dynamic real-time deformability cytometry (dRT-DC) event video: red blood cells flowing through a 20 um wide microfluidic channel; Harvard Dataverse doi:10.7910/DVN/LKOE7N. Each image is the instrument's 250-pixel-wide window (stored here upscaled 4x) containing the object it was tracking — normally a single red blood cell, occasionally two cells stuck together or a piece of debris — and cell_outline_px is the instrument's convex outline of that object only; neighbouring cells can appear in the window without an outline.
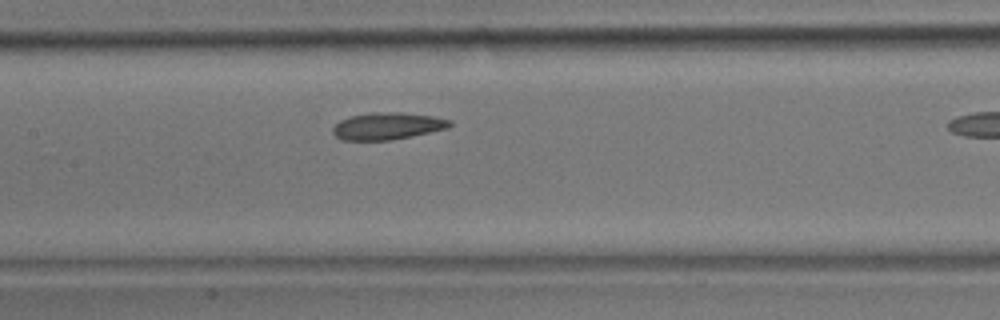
{"species": "common noctule bat (a hibernating species)", "species_latin": "Nyctalus noctula", "temperature_condition": "room temperature", "stored_images_in_passage": 16, "camera_frame_rate_fps": 3000, "um_per_image_px": 0.085, "animal": {"sex": "male", "body_mass_g": 17.9}, "frame": {"image": 1, "passage_image": 12, "time_ms": 3.667, "image_size_px": [1000, 320], "cell_outline_px": [[452, 124], [448, 128], [412, 136], [388, 140], [340, 140], [332, 132], [332, 128], [340, 120], [352, 116], [372, 112], [404, 112], [432, 116], [448, 120]], "centroid_in_image_um": [32.9, 10.71], "position_along_channel_um": 174.5, "area_um2": 18.32}}